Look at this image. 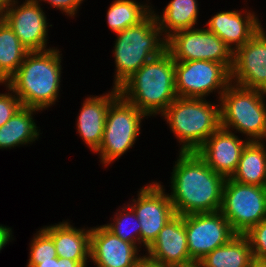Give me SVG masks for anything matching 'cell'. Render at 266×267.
<instances>
[{"mask_svg": "<svg viewBox=\"0 0 266 267\" xmlns=\"http://www.w3.org/2000/svg\"><path fill=\"white\" fill-rule=\"evenodd\" d=\"M35 267H57V257L47 261H40V264Z\"/></svg>", "mask_w": 266, "mask_h": 267, "instance_id": "obj_35", "label": "cell"}, {"mask_svg": "<svg viewBox=\"0 0 266 267\" xmlns=\"http://www.w3.org/2000/svg\"><path fill=\"white\" fill-rule=\"evenodd\" d=\"M159 117L179 143V152H194L221 127L220 101L177 97Z\"/></svg>", "mask_w": 266, "mask_h": 267, "instance_id": "obj_4", "label": "cell"}, {"mask_svg": "<svg viewBox=\"0 0 266 267\" xmlns=\"http://www.w3.org/2000/svg\"><path fill=\"white\" fill-rule=\"evenodd\" d=\"M67 220L41 227L54 241L59 258L90 262L91 227H75ZM89 260V261H88Z\"/></svg>", "mask_w": 266, "mask_h": 267, "instance_id": "obj_20", "label": "cell"}, {"mask_svg": "<svg viewBox=\"0 0 266 267\" xmlns=\"http://www.w3.org/2000/svg\"><path fill=\"white\" fill-rule=\"evenodd\" d=\"M244 235L249 239L255 262L266 263V219Z\"/></svg>", "mask_w": 266, "mask_h": 267, "instance_id": "obj_29", "label": "cell"}, {"mask_svg": "<svg viewBox=\"0 0 266 267\" xmlns=\"http://www.w3.org/2000/svg\"><path fill=\"white\" fill-rule=\"evenodd\" d=\"M248 142L245 137L220 127L197 150V153L214 172L225 178H231Z\"/></svg>", "mask_w": 266, "mask_h": 267, "instance_id": "obj_18", "label": "cell"}, {"mask_svg": "<svg viewBox=\"0 0 266 267\" xmlns=\"http://www.w3.org/2000/svg\"><path fill=\"white\" fill-rule=\"evenodd\" d=\"M57 46L28 52L17 72L6 82L22 106L48 111L60 99L63 53Z\"/></svg>", "mask_w": 266, "mask_h": 267, "instance_id": "obj_2", "label": "cell"}, {"mask_svg": "<svg viewBox=\"0 0 266 267\" xmlns=\"http://www.w3.org/2000/svg\"><path fill=\"white\" fill-rule=\"evenodd\" d=\"M230 83V71L221 63L207 60L175 62L177 97L207 99L214 94L219 101Z\"/></svg>", "mask_w": 266, "mask_h": 267, "instance_id": "obj_9", "label": "cell"}, {"mask_svg": "<svg viewBox=\"0 0 266 267\" xmlns=\"http://www.w3.org/2000/svg\"><path fill=\"white\" fill-rule=\"evenodd\" d=\"M115 37L111 51L115 64L113 88H118L146 62L166 50L167 39L152 12L139 24L116 33Z\"/></svg>", "mask_w": 266, "mask_h": 267, "instance_id": "obj_5", "label": "cell"}, {"mask_svg": "<svg viewBox=\"0 0 266 267\" xmlns=\"http://www.w3.org/2000/svg\"><path fill=\"white\" fill-rule=\"evenodd\" d=\"M28 52L14 31L0 18V83H6L17 72Z\"/></svg>", "mask_w": 266, "mask_h": 267, "instance_id": "obj_26", "label": "cell"}, {"mask_svg": "<svg viewBox=\"0 0 266 267\" xmlns=\"http://www.w3.org/2000/svg\"><path fill=\"white\" fill-rule=\"evenodd\" d=\"M44 8L35 0H12L2 16L29 52L53 48L48 47V28L53 25Z\"/></svg>", "mask_w": 266, "mask_h": 267, "instance_id": "obj_12", "label": "cell"}, {"mask_svg": "<svg viewBox=\"0 0 266 267\" xmlns=\"http://www.w3.org/2000/svg\"><path fill=\"white\" fill-rule=\"evenodd\" d=\"M181 267H201L198 263H194L192 265H188V266H181Z\"/></svg>", "mask_w": 266, "mask_h": 267, "instance_id": "obj_38", "label": "cell"}, {"mask_svg": "<svg viewBox=\"0 0 266 267\" xmlns=\"http://www.w3.org/2000/svg\"><path fill=\"white\" fill-rule=\"evenodd\" d=\"M152 6V13L166 39L177 31L192 29L199 25L198 0H171L161 10L162 13L158 12L153 4Z\"/></svg>", "mask_w": 266, "mask_h": 267, "instance_id": "obj_22", "label": "cell"}, {"mask_svg": "<svg viewBox=\"0 0 266 267\" xmlns=\"http://www.w3.org/2000/svg\"><path fill=\"white\" fill-rule=\"evenodd\" d=\"M41 6H45L46 3L50 5L49 7H53L56 10L61 11L66 17H70L72 19L75 18L77 14H79V10H81L80 6L85 0H35ZM43 1V2H42Z\"/></svg>", "mask_w": 266, "mask_h": 267, "instance_id": "obj_31", "label": "cell"}, {"mask_svg": "<svg viewBox=\"0 0 266 267\" xmlns=\"http://www.w3.org/2000/svg\"><path fill=\"white\" fill-rule=\"evenodd\" d=\"M232 180L266 187V141H249L244 147Z\"/></svg>", "mask_w": 266, "mask_h": 267, "instance_id": "obj_24", "label": "cell"}, {"mask_svg": "<svg viewBox=\"0 0 266 267\" xmlns=\"http://www.w3.org/2000/svg\"><path fill=\"white\" fill-rule=\"evenodd\" d=\"M12 231L13 229L11 227L0 224V253L7 244L9 245L10 242L15 240Z\"/></svg>", "mask_w": 266, "mask_h": 267, "instance_id": "obj_32", "label": "cell"}, {"mask_svg": "<svg viewBox=\"0 0 266 267\" xmlns=\"http://www.w3.org/2000/svg\"><path fill=\"white\" fill-rule=\"evenodd\" d=\"M87 264L89 263L57 257V267H88Z\"/></svg>", "mask_w": 266, "mask_h": 267, "instance_id": "obj_33", "label": "cell"}, {"mask_svg": "<svg viewBox=\"0 0 266 267\" xmlns=\"http://www.w3.org/2000/svg\"><path fill=\"white\" fill-rule=\"evenodd\" d=\"M39 109L22 106L8 122L0 127V150L16 149L29 146L38 141L41 133L40 126L34 118ZM35 114V115H34Z\"/></svg>", "mask_w": 266, "mask_h": 267, "instance_id": "obj_21", "label": "cell"}, {"mask_svg": "<svg viewBox=\"0 0 266 267\" xmlns=\"http://www.w3.org/2000/svg\"><path fill=\"white\" fill-rule=\"evenodd\" d=\"M119 96L118 88L111 87L102 95H87L75 119V130L82 142L94 153L100 146L110 104Z\"/></svg>", "mask_w": 266, "mask_h": 267, "instance_id": "obj_19", "label": "cell"}, {"mask_svg": "<svg viewBox=\"0 0 266 267\" xmlns=\"http://www.w3.org/2000/svg\"><path fill=\"white\" fill-rule=\"evenodd\" d=\"M251 267H266V263L255 262Z\"/></svg>", "mask_w": 266, "mask_h": 267, "instance_id": "obj_37", "label": "cell"}, {"mask_svg": "<svg viewBox=\"0 0 266 267\" xmlns=\"http://www.w3.org/2000/svg\"><path fill=\"white\" fill-rule=\"evenodd\" d=\"M162 183L156 180L149 181L146 185L140 186L136 198L133 196L126 202L133 209L141 226L140 250L143 254L154 242L160 230L176 215Z\"/></svg>", "mask_w": 266, "mask_h": 267, "instance_id": "obj_10", "label": "cell"}, {"mask_svg": "<svg viewBox=\"0 0 266 267\" xmlns=\"http://www.w3.org/2000/svg\"><path fill=\"white\" fill-rule=\"evenodd\" d=\"M262 28L233 53L231 82L266 92V29Z\"/></svg>", "mask_w": 266, "mask_h": 267, "instance_id": "obj_14", "label": "cell"}, {"mask_svg": "<svg viewBox=\"0 0 266 267\" xmlns=\"http://www.w3.org/2000/svg\"><path fill=\"white\" fill-rule=\"evenodd\" d=\"M150 0H113L107 7L109 30L116 34L143 21L152 12Z\"/></svg>", "mask_w": 266, "mask_h": 267, "instance_id": "obj_25", "label": "cell"}, {"mask_svg": "<svg viewBox=\"0 0 266 267\" xmlns=\"http://www.w3.org/2000/svg\"><path fill=\"white\" fill-rule=\"evenodd\" d=\"M166 50L175 62L214 61L223 64L229 71L233 64L234 52L205 26L173 33L167 38Z\"/></svg>", "mask_w": 266, "mask_h": 267, "instance_id": "obj_11", "label": "cell"}, {"mask_svg": "<svg viewBox=\"0 0 266 267\" xmlns=\"http://www.w3.org/2000/svg\"><path fill=\"white\" fill-rule=\"evenodd\" d=\"M32 236L26 267H35L40 264V261L58 257L53 239L42 228H39Z\"/></svg>", "mask_w": 266, "mask_h": 267, "instance_id": "obj_28", "label": "cell"}, {"mask_svg": "<svg viewBox=\"0 0 266 267\" xmlns=\"http://www.w3.org/2000/svg\"><path fill=\"white\" fill-rule=\"evenodd\" d=\"M254 263L249 239L240 234L198 262L201 267H251Z\"/></svg>", "mask_w": 266, "mask_h": 267, "instance_id": "obj_23", "label": "cell"}, {"mask_svg": "<svg viewBox=\"0 0 266 267\" xmlns=\"http://www.w3.org/2000/svg\"><path fill=\"white\" fill-rule=\"evenodd\" d=\"M219 101L222 128L249 141H266V92L231 82Z\"/></svg>", "mask_w": 266, "mask_h": 267, "instance_id": "obj_6", "label": "cell"}, {"mask_svg": "<svg viewBox=\"0 0 266 267\" xmlns=\"http://www.w3.org/2000/svg\"><path fill=\"white\" fill-rule=\"evenodd\" d=\"M134 267H162L157 262H154L148 259L146 256H143L142 259Z\"/></svg>", "mask_w": 266, "mask_h": 267, "instance_id": "obj_34", "label": "cell"}, {"mask_svg": "<svg viewBox=\"0 0 266 267\" xmlns=\"http://www.w3.org/2000/svg\"><path fill=\"white\" fill-rule=\"evenodd\" d=\"M11 2L12 0H0V18H2L6 8L9 6Z\"/></svg>", "mask_w": 266, "mask_h": 267, "instance_id": "obj_36", "label": "cell"}, {"mask_svg": "<svg viewBox=\"0 0 266 267\" xmlns=\"http://www.w3.org/2000/svg\"><path fill=\"white\" fill-rule=\"evenodd\" d=\"M246 7L216 12L204 25L233 52L248 42L263 26L257 12L251 10L252 8L249 9L247 4Z\"/></svg>", "mask_w": 266, "mask_h": 267, "instance_id": "obj_17", "label": "cell"}, {"mask_svg": "<svg viewBox=\"0 0 266 267\" xmlns=\"http://www.w3.org/2000/svg\"><path fill=\"white\" fill-rule=\"evenodd\" d=\"M220 212L236 234H246L266 219V187L226 178Z\"/></svg>", "mask_w": 266, "mask_h": 267, "instance_id": "obj_8", "label": "cell"}, {"mask_svg": "<svg viewBox=\"0 0 266 267\" xmlns=\"http://www.w3.org/2000/svg\"><path fill=\"white\" fill-rule=\"evenodd\" d=\"M176 157L168 182L175 214L220 211L226 178L214 172L197 151H178Z\"/></svg>", "mask_w": 266, "mask_h": 267, "instance_id": "obj_1", "label": "cell"}, {"mask_svg": "<svg viewBox=\"0 0 266 267\" xmlns=\"http://www.w3.org/2000/svg\"><path fill=\"white\" fill-rule=\"evenodd\" d=\"M112 216L109 222L103 225L123 241L135 244L140 249L141 226L133 209L123 203Z\"/></svg>", "mask_w": 266, "mask_h": 267, "instance_id": "obj_27", "label": "cell"}, {"mask_svg": "<svg viewBox=\"0 0 266 267\" xmlns=\"http://www.w3.org/2000/svg\"><path fill=\"white\" fill-rule=\"evenodd\" d=\"M0 86H4L7 91L0 93V127H2L18 112L22 103L6 83H0Z\"/></svg>", "mask_w": 266, "mask_h": 267, "instance_id": "obj_30", "label": "cell"}, {"mask_svg": "<svg viewBox=\"0 0 266 267\" xmlns=\"http://www.w3.org/2000/svg\"><path fill=\"white\" fill-rule=\"evenodd\" d=\"M144 256L162 267H181L195 263L189 255L183 216L176 214L166 223L145 250Z\"/></svg>", "mask_w": 266, "mask_h": 267, "instance_id": "obj_15", "label": "cell"}, {"mask_svg": "<svg viewBox=\"0 0 266 267\" xmlns=\"http://www.w3.org/2000/svg\"><path fill=\"white\" fill-rule=\"evenodd\" d=\"M145 119L144 113L120 95L110 104L101 144L93 153L104 169L135 147Z\"/></svg>", "mask_w": 266, "mask_h": 267, "instance_id": "obj_7", "label": "cell"}, {"mask_svg": "<svg viewBox=\"0 0 266 267\" xmlns=\"http://www.w3.org/2000/svg\"><path fill=\"white\" fill-rule=\"evenodd\" d=\"M143 256L135 244L123 241L103 224L91 227L90 262L96 267H134Z\"/></svg>", "mask_w": 266, "mask_h": 267, "instance_id": "obj_16", "label": "cell"}, {"mask_svg": "<svg viewBox=\"0 0 266 267\" xmlns=\"http://www.w3.org/2000/svg\"><path fill=\"white\" fill-rule=\"evenodd\" d=\"M190 258L198 263L217 247L227 244L236 233L220 212L183 216Z\"/></svg>", "mask_w": 266, "mask_h": 267, "instance_id": "obj_13", "label": "cell"}, {"mask_svg": "<svg viewBox=\"0 0 266 267\" xmlns=\"http://www.w3.org/2000/svg\"><path fill=\"white\" fill-rule=\"evenodd\" d=\"M118 91L148 118L160 116L177 98L172 55L165 50L146 62L118 87Z\"/></svg>", "mask_w": 266, "mask_h": 267, "instance_id": "obj_3", "label": "cell"}]
</instances>
